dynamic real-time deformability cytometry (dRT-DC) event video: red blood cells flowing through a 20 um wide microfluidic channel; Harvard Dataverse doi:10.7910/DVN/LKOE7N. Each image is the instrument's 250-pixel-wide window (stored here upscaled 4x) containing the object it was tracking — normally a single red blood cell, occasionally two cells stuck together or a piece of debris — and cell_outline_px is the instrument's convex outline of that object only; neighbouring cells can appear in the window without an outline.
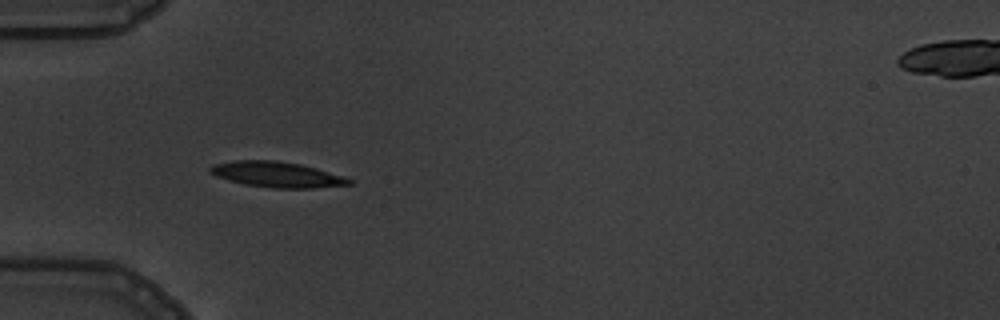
{"species": "common noctule bat (a hibernating species)", "species_latin": "Nyctalus noctula", "temperature_condition": "warm", "stored_images_in_passage": 14, "camera_frame_rate_fps": 3000, "um_per_image_px": 0.085, "animal": {"sex": "male", "body_mass_g": 19.5, "forearm_length_mm": 54.6}, "frame": {"image": 1, "passage_image": 5, "time_ms": 5.333, "image_size_px": [1000, 320], "cell_outline_px": [[352, 184], [312, 188], [276, 188], [244, 184], [228, 180], [216, 176], [208, 172], [208, 168], [212, 164], [236, 160], [276, 160], [300, 164], [316, 168], [352, 180]], "centroid_in_image_um": [23.46, 14.82], "position_along_channel_um": 61.5, "area_um2": 20.52}}
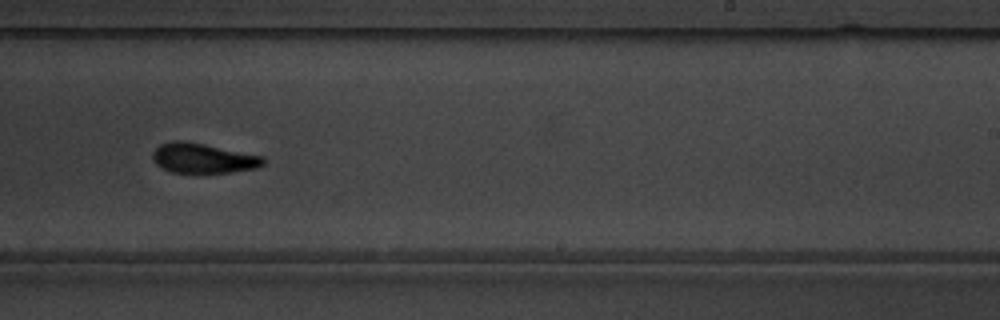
{"frame": {"image": 2, "passage_image": 10, "time_ms": 11.0, "image_size_px": [1000, 320], "cell_outline_px": [[264, 164], [256, 168], [228, 172], [172, 172], [156, 164], [152, 156], [152, 152], [160, 144], [172, 140], [184, 140], [264, 156]], "centroid_in_image_um": [17.25, 13.43], "position_along_channel_um": 271.8, "area_um2": 19.07}}
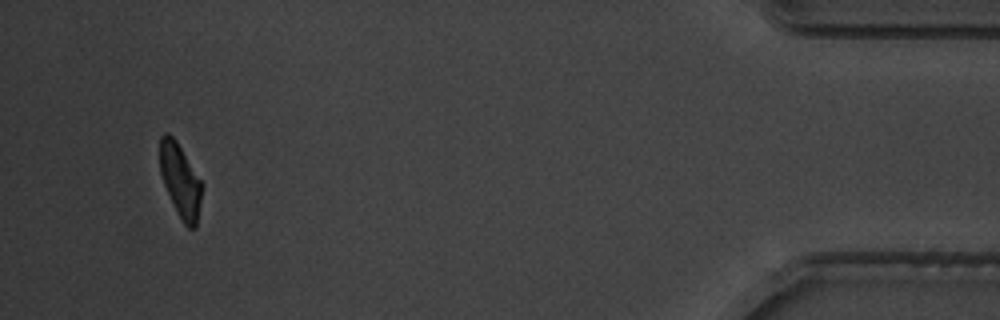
{"frame": {"image": 3, "passage_image": 14, "time_ms": 16.667, "image_size_px": [1000, 320], "cell_outline_px": [[200, 200], [196, 228], [188, 228], [184, 224], [164, 184], [160, 172], [160, 136], [164, 132], [168, 132], [176, 140], [200, 180]], "centroid_in_image_um": [15.29, 15.3], "position_along_channel_um": 419.9, "area_um2": 17.22}, "authors_computed_cell_mechanics": {"area_um2": 19.7387, "velocity_mm_per_s": 3.805, "shape_relaxation_time_tau1_ms": 5.1573, "shape_relaxation_time_tau2_ms": 1.856, "deformation_change_tau1": 0.1379, "deformation_change_tau2": 0.0515}}